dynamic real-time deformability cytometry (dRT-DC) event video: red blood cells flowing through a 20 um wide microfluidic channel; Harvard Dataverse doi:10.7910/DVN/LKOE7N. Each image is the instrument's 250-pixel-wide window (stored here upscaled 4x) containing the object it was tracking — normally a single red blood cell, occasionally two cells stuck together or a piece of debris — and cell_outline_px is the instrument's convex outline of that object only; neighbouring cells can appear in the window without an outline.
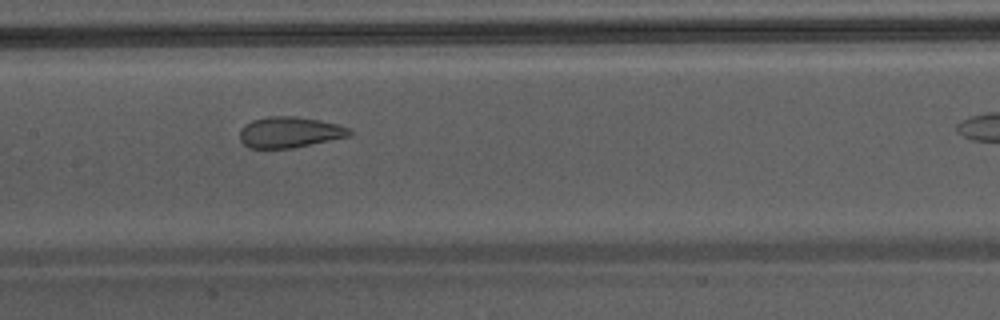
{"species": "Egyptian fruit bat (a non-hibernating species)", "species_latin": "Rousettus aegyptiacus", "temperature_condition": "warm", "stored_images_in_passage": 27, "camera_frame_rate_fps": 3000, "um_per_image_px": 0.085, "animal": {"sex": "male"}, "frame": {"image": 1, "passage_image": 12, "time_ms": 3.667, "image_size_px": [1000, 320], "cell_outline_px": [[352, 136], [292, 148], [248, 148], [240, 140], [240, 128], [244, 124], [252, 120], [268, 116], [296, 116], [320, 120], [352, 128]], "centroid_in_image_um": [24.63, 11.23], "position_along_channel_um": 182.8, "area_um2": 20.0}}